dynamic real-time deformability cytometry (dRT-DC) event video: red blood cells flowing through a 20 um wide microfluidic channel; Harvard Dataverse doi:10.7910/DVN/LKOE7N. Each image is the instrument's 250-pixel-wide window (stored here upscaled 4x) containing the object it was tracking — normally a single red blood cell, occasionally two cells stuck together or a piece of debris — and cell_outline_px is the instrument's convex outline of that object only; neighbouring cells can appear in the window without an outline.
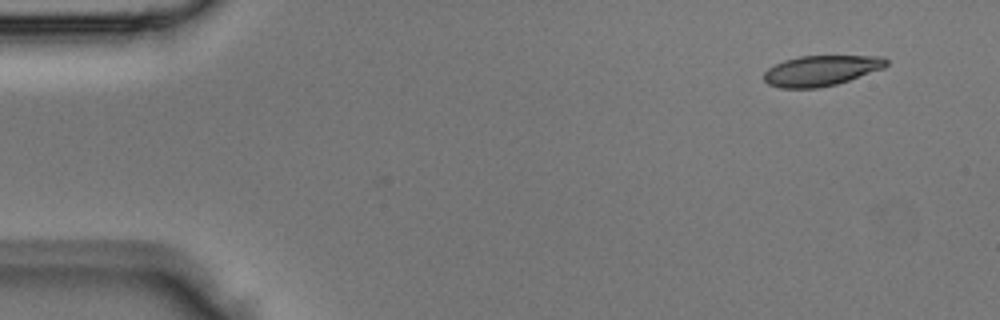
{"species": "Egyptian fruit bat (a non-hibernating species)", "species_latin": "Rousettus aegyptiacus", "temperature_condition": "room temperature", "stored_images_in_passage": 4, "segment_of_instrument_passage": [1, 2], "camera_frame_rate_fps": 3000, "um_per_image_px": 0.085, "animal": {"sex": "male"}, "frame": {"image": 1, "passage_image": 1, "time_ms": 0.0, "image_size_px": [1000, 320], "cell_outline_px": [[888, 64], [884, 68], [836, 84], [816, 88], [780, 88], [768, 84], [764, 80], [764, 72], [768, 68], [784, 60], [800, 56], [884, 56], [888, 60]], "centroid_in_image_um": [69.79, 6.0], "position_along_channel_um": 15.2, "area_um2": 21.62}}